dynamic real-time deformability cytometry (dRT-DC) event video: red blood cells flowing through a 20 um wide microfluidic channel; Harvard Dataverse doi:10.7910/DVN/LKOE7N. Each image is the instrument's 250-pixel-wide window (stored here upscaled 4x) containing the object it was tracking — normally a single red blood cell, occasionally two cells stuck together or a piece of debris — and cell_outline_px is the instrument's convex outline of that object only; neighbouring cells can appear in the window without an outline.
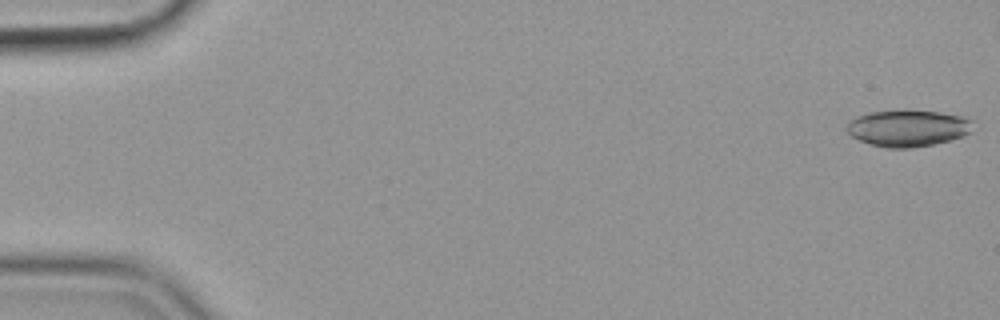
{"species": "common noctule bat (a hibernating species)", "species_latin": "Nyctalus noctula", "temperature_condition": "cold", "stored_images_in_passage": 51, "camera_frame_rate_fps": 3000, "um_per_image_px": 0.085, "animal": {"sex": "female", "body_mass_g": 19.9}, "frame": {"image": 1, "passage_image": 1, "time_ms": 0.0, "image_size_px": [1000, 320], "cell_outline_px": [[972, 132], [964, 136], [932, 144], [912, 148], [888, 148], [872, 144], [860, 140], [852, 136], [844, 128], [856, 116], [868, 112], [940, 112], [960, 116], [972, 120]], "centroid_in_image_um": [77.18, 10.92], "position_along_channel_um": 7.8, "area_um2": 26.24}}
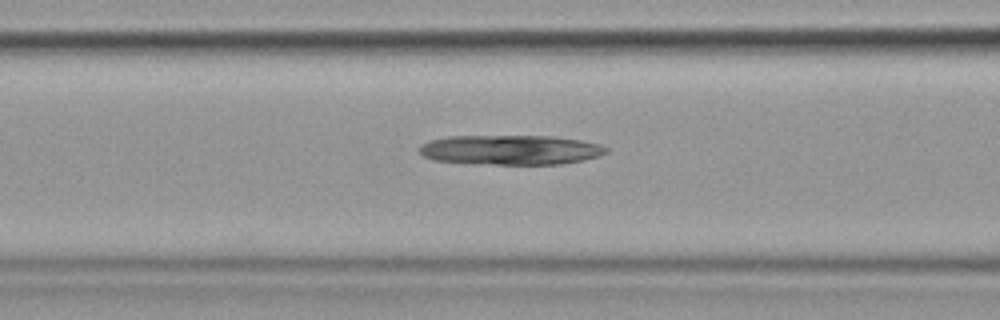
{"frame": {"image": 2, "passage_image": 23, "time_ms": 7.333, "image_size_px": [1000, 320], "cell_outline_px": [[608, 152], [600, 156], [584, 160], [560, 164], [496, 164], [432, 160], [424, 156], [420, 152], [420, 144], [432, 140], [448, 136], [552, 136], [580, 140], [600, 144], [608, 148]], "centroid_in_image_um": [43.44, 12.73], "position_along_channel_um": 123.2, "area_um2": 32.25}}
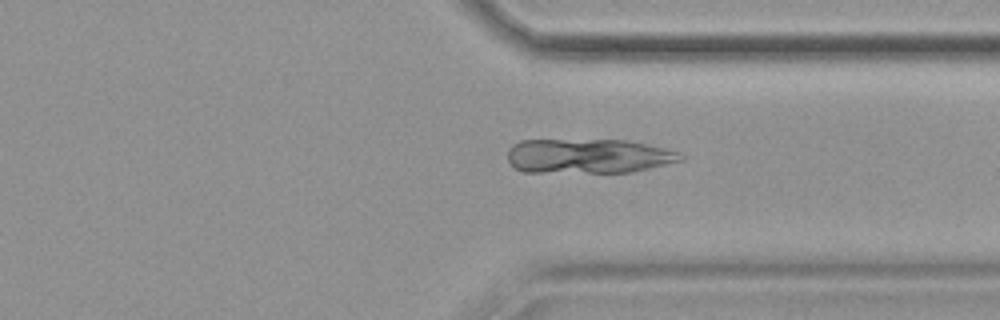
{"frame": {"image": 3, "passage_image": 43, "time_ms": 14.0, "image_size_px": [1000, 320], "cell_outline_px": [[684, 160], [632, 172], [524, 172], [512, 168], [508, 160], [508, 152], [512, 144], [520, 140], [628, 140], [680, 152], [684, 156]], "centroid_in_image_um": [49.98, 13.27], "position_along_channel_um": 361.4, "area_um2": 35.03}}